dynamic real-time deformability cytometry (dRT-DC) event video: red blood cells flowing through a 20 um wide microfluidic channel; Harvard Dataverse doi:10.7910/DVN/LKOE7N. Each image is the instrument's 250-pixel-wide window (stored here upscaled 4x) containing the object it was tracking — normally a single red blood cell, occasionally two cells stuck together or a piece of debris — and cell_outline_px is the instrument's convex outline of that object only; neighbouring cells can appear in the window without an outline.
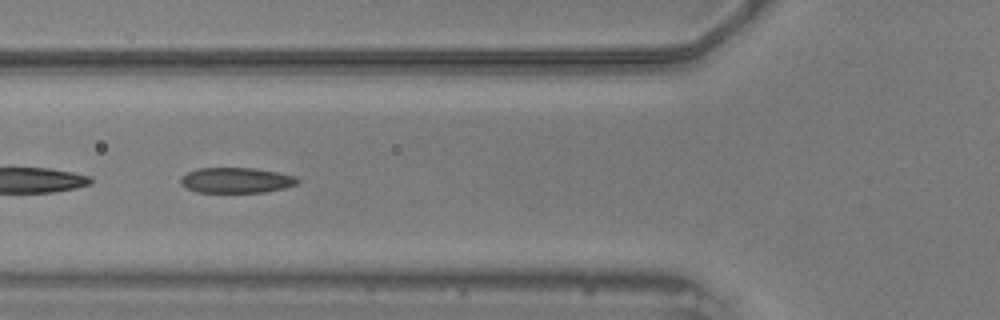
{"species": "common noctule bat (a hibernating species)", "species_latin": "Nyctalus noctula", "temperature_condition": "warm", "stored_images_in_passage": 57, "segment_of_instrument_passage": [2, 2], "camera_frame_rate_fps": 3000, "um_per_image_px": 0.085, "animal": {"sex": "male", "body_mass_g": 20.5, "forearm_length_mm": 52.5}, "frame": {"image": 1, "passage_image": 20, "time_ms": 6.333, "image_size_px": [1000, 320], "cell_outline_px": [[300, 180], [296, 184], [284, 188], [264, 192], [196, 192], [180, 184], [180, 176], [196, 168], [252, 168], [276, 172], [296, 176]], "centroid_in_image_um": [20.05, 15.32], "position_along_channel_um": 105.7, "area_um2": 17.28}}
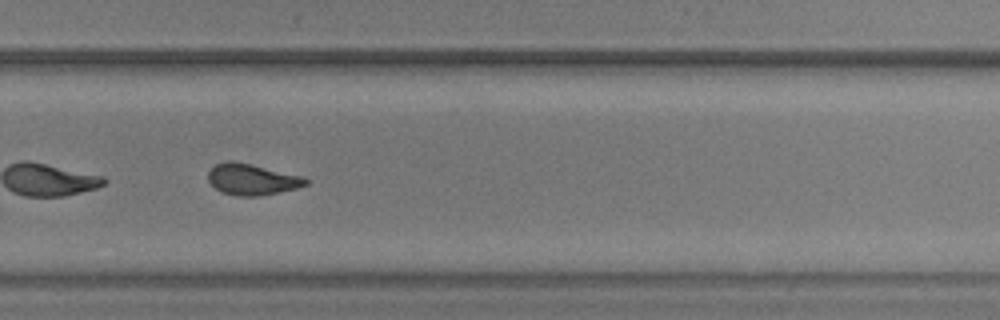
{"frame": {"image": 2, "passage_image": 37, "time_ms": 12.0, "image_size_px": [1000, 320], "cell_outline_px": [[308, 184], [296, 188], [280, 192], [256, 196], [236, 196], [224, 192], [216, 188], [208, 180], [208, 172], [216, 164], [228, 160], [232, 160], [304, 176], [308, 180]], "centroid_in_image_um": [21.43, 15.24], "position_along_channel_um": 308.4, "area_um2": 17.57}}
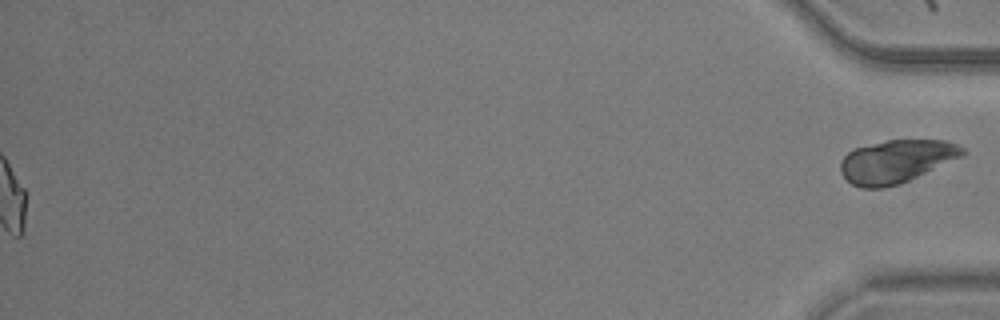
{"frame": {"image": 3, "passage_image": 57, "time_ms": 18.667, "image_size_px": [1000, 320], "cell_outline_px": [[968, 152], [964, 156], [900, 184], [884, 188], [860, 188], [852, 184], [840, 172], [840, 160], [852, 148], [888, 140], [944, 140], [956, 144], [964, 148]], "centroid_in_image_um": [76.19, 13.72], "position_along_channel_um": 359.0, "area_um2": 30.81}}